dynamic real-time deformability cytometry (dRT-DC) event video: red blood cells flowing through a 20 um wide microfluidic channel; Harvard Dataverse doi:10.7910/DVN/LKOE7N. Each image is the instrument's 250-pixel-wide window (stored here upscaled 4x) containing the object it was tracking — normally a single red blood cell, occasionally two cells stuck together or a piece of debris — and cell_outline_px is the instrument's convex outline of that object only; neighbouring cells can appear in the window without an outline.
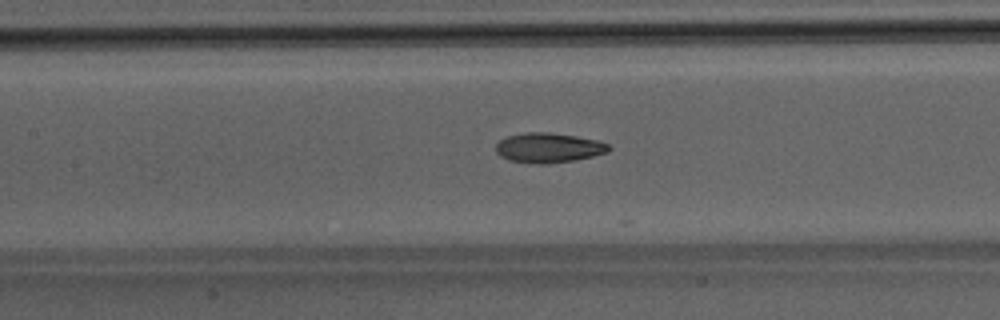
{"species": "Egyptian fruit bat (a non-hibernating species)", "species_latin": "Rousettus aegyptiacus", "temperature_condition": "room temperature", "stored_images_in_passage": 31, "camera_frame_rate_fps": 3000, "um_per_image_px": 0.085, "animal": {"sex": "male"}, "frame": {"image": 1, "passage_image": 9, "time_ms": 2.667, "image_size_px": [1000, 320], "cell_outline_px": [[612, 148], [608, 152], [576, 160], [548, 164], [540, 164], [508, 160], [500, 156], [496, 152], [496, 144], [500, 140], [508, 136], [528, 132], [548, 132], [576, 136], [596, 140], [608, 144]], "centroid_in_image_um": [46.63, 12.56], "position_along_channel_um": 160.8, "area_um2": 19.59}}
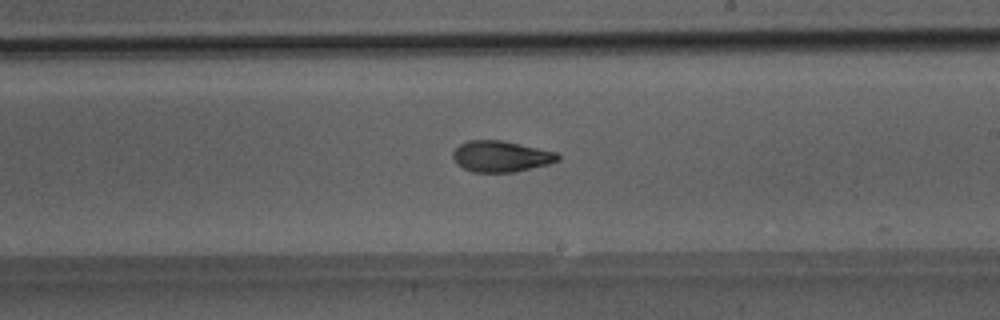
{"frame": {"image": 2, "passage_image": 15, "time_ms": 4.667, "image_size_px": [1000, 320], "cell_outline_px": [[560, 160], [548, 164], [516, 172], [472, 172], [456, 164], [452, 156], [452, 152], [460, 144], [468, 140], [500, 140], [520, 144], [556, 152], [560, 156]], "centroid_in_image_um": [42.56, 13.3], "position_along_channel_um": 246.4, "area_um2": 19.02}}
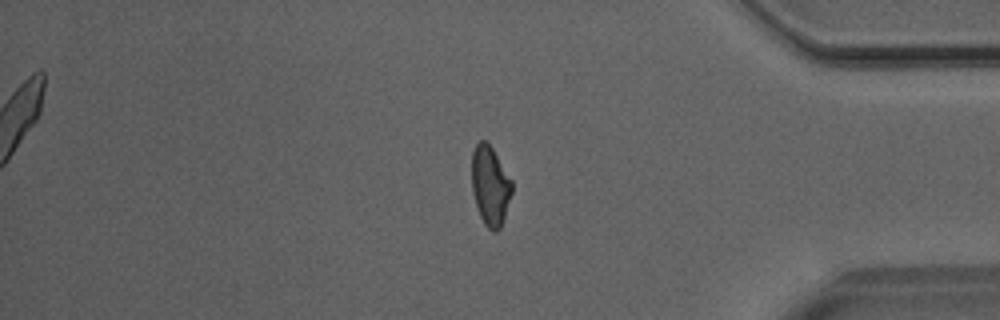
{"frame": {"image": 3, "passage_image": 27, "time_ms": 8.667, "image_size_px": [1000, 320], "cell_outline_px": [[512, 192], [500, 228], [496, 232], [492, 232], [484, 224], [480, 216], [472, 192], [472, 152], [476, 144], [480, 140], [484, 140], [492, 148], [512, 180]], "centroid_in_image_um": [41.66, 15.79], "position_along_channel_um": 393.5, "area_um2": 18.44}}